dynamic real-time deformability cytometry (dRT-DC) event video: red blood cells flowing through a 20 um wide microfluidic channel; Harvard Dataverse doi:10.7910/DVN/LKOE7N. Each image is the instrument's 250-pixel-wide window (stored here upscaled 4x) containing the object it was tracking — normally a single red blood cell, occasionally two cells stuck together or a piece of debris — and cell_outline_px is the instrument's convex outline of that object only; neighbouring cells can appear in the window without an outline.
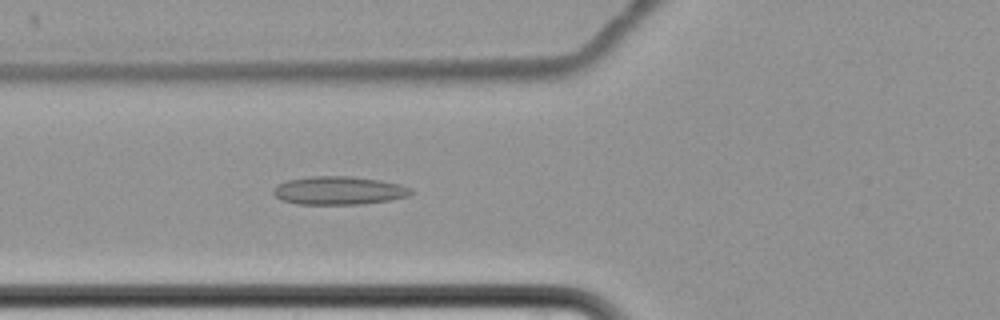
{"species": "common noctule bat (a hibernating species)", "species_latin": "Nyctalus noctula", "temperature_condition": "cold", "stored_images_in_passage": 7, "camera_frame_rate_fps": 3000, "um_per_image_px": 0.085, "animal": {"sex": "female", "body_mass_g": 22.7, "forearm_length_mm": 54.2}, "frame": {"image": 1, "passage_image": 7, "time_ms": 8.667, "image_size_px": [1000, 320], "cell_outline_px": [[412, 192], [408, 196], [388, 200], [364, 204], [300, 204], [280, 200], [272, 192], [276, 184], [288, 180], [312, 176], [352, 176], [380, 180], [400, 184], [412, 188]], "centroid_in_image_um": [28.79, 16.19], "position_along_channel_um": 97.0, "area_um2": 22.72}}